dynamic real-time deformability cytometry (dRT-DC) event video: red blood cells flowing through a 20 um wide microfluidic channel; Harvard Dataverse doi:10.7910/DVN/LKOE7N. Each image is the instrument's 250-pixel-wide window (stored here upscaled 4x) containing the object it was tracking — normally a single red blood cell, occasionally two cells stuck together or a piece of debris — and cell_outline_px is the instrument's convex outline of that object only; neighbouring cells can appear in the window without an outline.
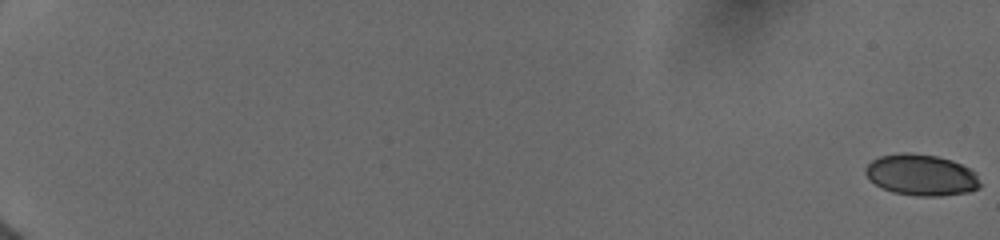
{"species": "human", "species_latin": "Homo sapiens", "temperature_condition": "cold", "stored_images_in_passage": 18, "camera_frame_rate_fps": 3000, "um_per_image_px": 0.085, "donor": {"sex": "female"}, "frame": {"image": 1, "passage_image": 1, "time_ms": 0.0, "image_size_px": [1000, 240], "cell_outline_px": [[980, 188], [968, 192], [940, 196], [916, 196], [892, 192], [868, 180], [864, 172], [864, 168], [872, 160], [880, 156], [904, 152], [908, 152], [936, 156], [952, 160], [976, 172], [980, 184]], "centroid_in_image_um": [78.29, 14.87], "position_along_channel_um": 6.7, "area_um2": 27.63}}
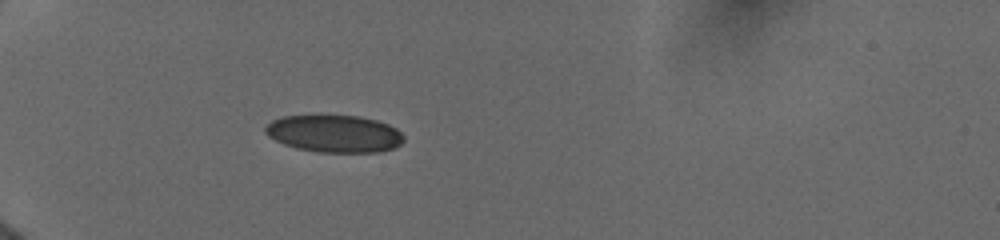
{"frame": {"image": 2, "passage_image": 16, "time_ms": 6.667, "image_size_px": [1000, 240], "cell_outline_px": [[404, 140], [400, 144], [392, 148], [376, 152], [316, 152], [296, 148], [284, 144], [268, 136], [264, 132], [264, 128], [272, 120], [284, 116], [320, 112], [360, 116], [376, 120], [388, 124], [396, 128], [404, 136]], "centroid_in_image_um": [28.37, 11.31], "position_along_channel_um": 56.6, "area_um2": 31.04}}
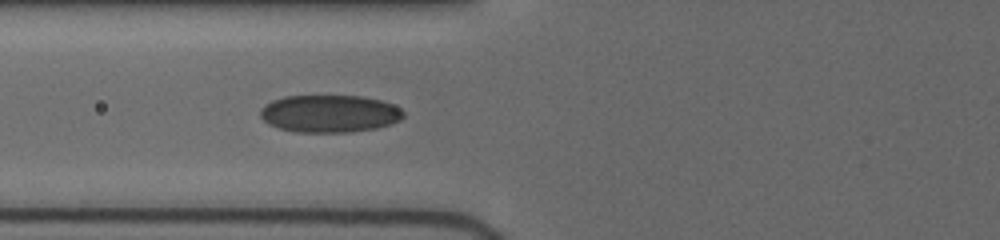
{"frame": {"image": 3, "passage_image": 18, "time_ms": 8.333, "image_size_px": [1000, 240], "cell_outline_px": [[404, 116], [400, 120], [392, 124], [376, 128], [352, 132], [296, 132], [280, 128], [268, 124], [260, 116], [260, 108], [264, 104], [272, 100], [284, 96], [360, 96], [380, 100], [392, 104], [400, 108], [404, 112]], "centroid_in_image_um": [28.0, 9.66], "position_along_channel_um": 97.8, "area_um2": 31.39}}